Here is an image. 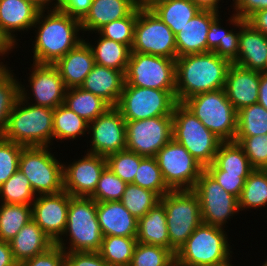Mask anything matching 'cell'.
I'll list each match as a JSON object with an SVG mask.
<instances>
[{"instance_id":"46","label":"cell","mask_w":267,"mask_h":266,"mask_svg":"<svg viewBox=\"0 0 267 266\" xmlns=\"http://www.w3.org/2000/svg\"><path fill=\"white\" fill-rule=\"evenodd\" d=\"M144 156L127 149L111 154L106 157L107 167L121 180L133 183L140 161Z\"/></svg>"},{"instance_id":"56","label":"cell","mask_w":267,"mask_h":266,"mask_svg":"<svg viewBox=\"0 0 267 266\" xmlns=\"http://www.w3.org/2000/svg\"><path fill=\"white\" fill-rule=\"evenodd\" d=\"M9 242L0 240V266H17Z\"/></svg>"},{"instance_id":"20","label":"cell","mask_w":267,"mask_h":266,"mask_svg":"<svg viewBox=\"0 0 267 266\" xmlns=\"http://www.w3.org/2000/svg\"><path fill=\"white\" fill-rule=\"evenodd\" d=\"M40 9L29 0H0V33L15 48L16 31H28Z\"/></svg>"},{"instance_id":"32","label":"cell","mask_w":267,"mask_h":266,"mask_svg":"<svg viewBox=\"0 0 267 266\" xmlns=\"http://www.w3.org/2000/svg\"><path fill=\"white\" fill-rule=\"evenodd\" d=\"M206 171H225V174H250L254 168L243 149L236 142H222L214 161Z\"/></svg>"},{"instance_id":"63","label":"cell","mask_w":267,"mask_h":266,"mask_svg":"<svg viewBox=\"0 0 267 266\" xmlns=\"http://www.w3.org/2000/svg\"><path fill=\"white\" fill-rule=\"evenodd\" d=\"M262 266H267V260H266V262H264V263H263V265H262Z\"/></svg>"},{"instance_id":"47","label":"cell","mask_w":267,"mask_h":266,"mask_svg":"<svg viewBox=\"0 0 267 266\" xmlns=\"http://www.w3.org/2000/svg\"><path fill=\"white\" fill-rule=\"evenodd\" d=\"M126 186V182L106 167L98 180L95 191L89 197L96 202L120 201Z\"/></svg>"},{"instance_id":"61","label":"cell","mask_w":267,"mask_h":266,"mask_svg":"<svg viewBox=\"0 0 267 266\" xmlns=\"http://www.w3.org/2000/svg\"><path fill=\"white\" fill-rule=\"evenodd\" d=\"M158 0H133L137 7L149 8L154 2Z\"/></svg>"},{"instance_id":"11","label":"cell","mask_w":267,"mask_h":266,"mask_svg":"<svg viewBox=\"0 0 267 266\" xmlns=\"http://www.w3.org/2000/svg\"><path fill=\"white\" fill-rule=\"evenodd\" d=\"M176 98L167 90L123 86L116 106L125 121L143 120L159 116H172Z\"/></svg>"},{"instance_id":"37","label":"cell","mask_w":267,"mask_h":266,"mask_svg":"<svg viewBox=\"0 0 267 266\" xmlns=\"http://www.w3.org/2000/svg\"><path fill=\"white\" fill-rule=\"evenodd\" d=\"M32 219V205H0V240L9 242Z\"/></svg>"},{"instance_id":"6","label":"cell","mask_w":267,"mask_h":266,"mask_svg":"<svg viewBox=\"0 0 267 266\" xmlns=\"http://www.w3.org/2000/svg\"><path fill=\"white\" fill-rule=\"evenodd\" d=\"M222 142H233L237 134V111L224 88L200 93L182 103Z\"/></svg>"},{"instance_id":"53","label":"cell","mask_w":267,"mask_h":266,"mask_svg":"<svg viewBox=\"0 0 267 266\" xmlns=\"http://www.w3.org/2000/svg\"><path fill=\"white\" fill-rule=\"evenodd\" d=\"M58 4V9L81 21L89 12L92 0H59Z\"/></svg>"},{"instance_id":"26","label":"cell","mask_w":267,"mask_h":266,"mask_svg":"<svg viewBox=\"0 0 267 266\" xmlns=\"http://www.w3.org/2000/svg\"><path fill=\"white\" fill-rule=\"evenodd\" d=\"M124 84L122 71L95 64L80 87L101 97L110 106H117Z\"/></svg>"},{"instance_id":"30","label":"cell","mask_w":267,"mask_h":266,"mask_svg":"<svg viewBox=\"0 0 267 266\" xmlns=\"http://www.w3.org/2000/svg\"><path fill=\"white\" fill-rule=\"evenodd\" d=\"M137 242L170 249L164 206L159 202L138 219Z\"/></svg>"},{"instance_id":"2","label":"cell","mask_w":267,"mask_h":266,"mask_svg":"<svg viewBox=\"0 0 267 266\" xmlns=\"http://www.w3.org/2000/svg\"><path fill=\"white\" fill-rule=\"evenodd\" d=\"M45 11L40 10L33 26L38 28L35 30L33 62L55 64L83 41L78 34L81 23L60 9H50L46 11L48 15H44Z\"/></svg>"},{"instance_id":"1","label":"cell","mask_w":267,"mask_h":266,"mask_svg":"<svg viewBox=\"0 0 267 266\" xmlns=\"http://www.w3.org/2000/svg\"><path fill=\"white\" fill-rule=\"evenodd\" d=\"M177 103L209 91L225 88L229 60L215 52L190 54L175 59Z\"/></svg>"},{"instance_id":"48","label":"cell","mask_w":267,"mask_h":266,"mask_svg":"<svg viewBox=\"0 0 267 266\" xmlns=\"http://www.w3.org/2000/svg\"><path fill=\"white\" fill-rule=\"evenodd\" d=\"M234 142L243 149L254 169L267 166V133L255 136H236Z\"/></svg>"},{"instance_id":"27","label":"cell","mask_w":267,"mask_h":266,"mask_svg":"<svg viewBox=\"0 0 267 266\" xmlns=\"http://www.w3.org/2000/svg\"><path fill=\"white\" fill-rule=\"evenodd\" d=\"M136 7L133 0H92L89 12L80 21L81 31L97 32L104 25L127 17Z\"/></svg>"},{"instance_id":"22","label":"cell","mask_w":267,"mask_h":266,"mask_svg":"<svg viewBox=\"0 0 267 266\" xmlns=\"http://www.w3.org/2000/svg\"><path fill=\"white\" fill-rule=\"evenodd\" d=\"M220 14L202 9L175 35L177 57L208 52L207 34L211 22Z\"/></svg>"},{"instance_id":"16","label":"cell","mask_w":267,"mask_h":266,"mask_svg":"<svg viewBox=\"0 0 267 266\" xmlns=\"http://www.w3.org/2000/svg\"><path fill=\"white\" fill-rule=\"evenodd\" d=\"M92 132L91 149L87 152L107 157L126 149V121L116 106L89 123Z\"/></svg>"},{"instance_id":"29","label":"cell","mask_w":267,"mask_h":266,"mask_svg":"<svg viewBox=\"0 0 267 266\" xmlns=\"http://www.w3.org/2000/svg\"><path fill=\"white\" fill-rule=\"evenodd\" d=\"M229 22L239 31L235 33L232 30H226L221 27L220 20L217 16L210 24L207 34L208 52H215L220 57L234 63L238 58L239 53V34H240V21L242 20L236 14H232Z\"/></svg>"},{"instance_id":"50","label":"cell","mask_w":267,"mask_h":266,"mask_svg":"<svg viewBox=\"0 0 267 266\" xmlns=\"http://www.w3.org/2000/svg\"><path fill=\"white\" fill-rule=\"evenodd\" d=\"M17 266H65V251L54 244L46 252L18 263Z\"/></svg>"},{"instance_id":"58","label":"cell","mask_w":267,"mask_h":266,"mask_svg":"<svg viewBox=\"0 0 267 266\" xmlns=\"http://www.w3.org/2000/svg\"><path fill=\"white\" fill-rule=\"evenodd\" d=\"M220 0H194V3L201 9H210L219 12L218 4Z\"/></svg>"},{"instance_id":"13","label":"cell","mask_w":267,"mask_h":266,"mask_svg":"<svg viewBox=\"0 0 267 266\" xmlns=\"http://www.w3.org/2000/svg\"><path fill=\"white\" fill-rule=\"evenodd\" d=\"M164 181L171 190H193L205 169L173 138L155 156Z\"/></svg>"},{"instance_id":"38","label":"cell","mask_w":267,"mask_h":266,"mask_svg":"<svg viewBox=\"0 0 267 266\" xmlns=\"http://www.w3.org/2000/svg\"><path fill=\"white\" fill-rule=\"evenodd\" d=\"M267 205V172L254 169L246 178L244 187L238 198L239 210L259 208Z\"/></svg>"},{"instance_id":"60","label":"cell","mask_w":267,"mask_h":266,"mask_svg":"<svg viewBox=\"0 0 267 266\" xmlns=\"http://www.w3.org/2000/svg\"><path fill=\"white\" fill-rule=\"evenodd\" d=\"M14 47L5 39V37L0 33V56H4L9 51L11 52Z\"/></svg>"},{"instance_id":"34","label":"cell","mask_w":267,"mask_h":266,"mask_svg":"<svg viewBox=\"0 0 267 266\" xmlns=\"http://www.w3.org/2000/svg\"><path fill=\"white\" fill-rule=\"evenodd\" d=\"M97 42L95 46L88 43L92 49L95 64L119 70L125 74L131 49L125 44L101 35Z\"/></svg>"},{"instance_id":"57","label":"cell","mask_w":267,"mask_h":266,"mask_svg":"<svg viewBox=\"0 0 267 266\" xmlns=\"http://www.w3.org/2000/svg\"><path fill=\"white\" fill-rule=\"evenodd\" d=\"M258 103L267 109V72H260Z\"/></svg>"},{"instance_id":"41","label":"cell","mask_w":267,"mask_h":266,"mask_svg":"<svg viewBox=\"0 0 267 266\" xmlns=\"http://www.w3.org/2000/svg\"><path fill=\"white\" fill-rule=\"evenodd\" d=\"M267 133V109L258 102L237 111L236 136H255Z\"/></svg>"},{"instance_id":"31","label":"cell","mask_w":267,"mask_h":266,"mask_svg":"<svg viewBox=\"0 0 267 266\" xmlns=\"http://www.w3.org/2000/svg\"><path fill=\"white\" fill-rule=\"evenodd\" d=\"M149 8L175 35L202 10L192 0H158Z\"/></svg>"},{"instance_id":"23","label":"cell","mask_w":267,"mask_h":266,"mask_svg":"<svg viewBox=\"0 0 267 266\" xmlns=\"http://www.w3.org/2000/svg\"><path fill=\"white\" fill-rule=\"evenodd\" d=\"M234 64L259 72H267V36L247 20L240 21L239 53Z\"/></svg>"},{"instance_id":"49","label":"cell","mask_w":267,"mask_h":266,"mask_svg":"<svg viewBox=\"0 0 267 266\" xmlns=\"http://www.w3.org/2000/svg\"><path fill=\"white\" fill-rule=\"evenodd\" d=\"M24 147L0 136V186L18 170L19 157Z\"/></svg>"},{"instance_id":"5","label":"cell","mask_w":267,"mask_h":266,"mask_svg":"<svg viewBox=\"0 0 267 266\" xmlns=\"http://www.w3.org/2000/svg\"><path fill=\"white\" fill-rule=\"evenodd\" d=\"M64 234L70 236V246L66 247L65 242L56 245L60 246L65 252L99 251L103 234L98 223L97 202L94 199L70 195Z\"/></svg>"},{"instance_id":"10","label":"cell","mask_w":267,"mask_h":266,"mask_svg":"<svg viewBox=\"0 0 267 266\" xmlns=\"http://www.w3.org/2000/svg\"><path fill=\"white\" fill-rule=\"evenodd\" d=\"M124 75L129 86L167 90L175 97V59L131 52Z\"/></svg>"},{"instance_id":"45","label":"cell","mask_w":267,"mask_h":266,"mask_svg":"<svg viewBox=\"0 0 267 266\" xmlns=\"http://www.w3.org/2000/svg\"><path fill=\"white\" fill-rule=\"evenodd\" d=\"M138 12L139 7H136L127 17L110 22L95 33H99L107 39L125 44L131 49Z\"/></svg>"},{"instance_id":"21","label":"cell","mask_w":267,"mask_h":266,"mask_svg":"<svg viewBox=\"0 0 267 266\" xmlns=\"http://www.w3.org/2000/svg\"><path fill=\"white\" fill-rule=\"evenodd\" d=\"M260 72L232 63L226 75L225 91L236 111L258 102Z\"/></svg>"},{"instance_id":"8","label":"cell","mask_w":267,"mask_h":266,"mask_svg":"<svg viewBox=\"0 0 267 266\" xmlns=\"http://www.w3.org/2000/svg\"><path fill=\"white\" fill-rule=\"evenodd\" d=\"M159 202L165 209L170 250L176 254L202 223L200 202L193 190H171Z\"/></svg>"},{"instance_id":"40","label":"cell","mask_w":267,"mask_h":266,"mask_svg":"<svg viewBox=\"0 0 267 266\" xmlns=\"http://www.w3.org/2000/svg\"><path fill=\"white\" fill-rule=\"evenodd\" d=\"M35 195L28 178L19 169L0 186L2 203L32 205Z\"/></svg>"},{"instance_id":"35","label":"cell","mask_w":267,"mask_h":266,"mask_svg":"<svg viewBox=\"0 0 267 266\" xmlns=\"http://www.w3.org/2000/svg\"><path fill=\"white\" fill-rule=\"evenodd\" d=\"M89 123L70 110L66 105H59L54 109L53 140H75L78 136L90 134Z\"/></svg>"},{"instance_id":"39","label":"cell","mask_w":267,"mask_h":266,"mask_svg":"<svg viewBox=\"0 0 267 266\" xmlns=\"http://www.w3.org/2000/svg\"><path fill=\"white\" fill-rule=\"evenodd\" d=\"M3 62H0V136L7 126L8 117L20 97V84Z\"/></svg>"},{"instance_id":"15","label":"cell","mask_w":267,"mask_h":266,"mask_svg":"<svg viewBox=\"0 0 267 266\" xmlns=\"http://www.w3.org/2000/svg\"><path fill=\"white\" fill-rule=\"evenodd\" d=\"M172 116L126 121V149L144 157H155L172 139Z\"/></svg>"},{"instance_id":"19","label":"cell","mask_w":267,"mask_h":266,"mask_svg":"<svg viewBox=\"0 0 267 266\" xmlns=\"http://www.w3.org/2000/svg\"><path fill=\"white\" fill-rule=\"evenodd\" d=\"M29 84L35 103L32 105L55 109L64 104L66 86L54 64L33 62Z\"/></svg>"},{"instance_id":"43","label":"cell","mask_w":267,"mask_h":266,"mask_svg":"<svg viewBox=\"0 0 267 266\" xmlns=\"http://www.w3.org/2000/svg\"><path fill=\"white\" fill-rule=\"evenodd\" d=\"M133 184L155 192L160 198L171 191L164 181L155 157H144L140 161Z\"/></svg>"},{"instance_id":"25","label":"cell","mask_w":267,"mask_h":266,"mask_svg":"<svg viewBox=\"0 0 267 266\" xmlns=\"http://www.w3.org/2000/svg\"><path fill=\"white\" fill-rule=\"evenodd\" d=\"M97 217L103 236L137 237L138 219L120 201L97 202Z\"/></svg>"},{"instance_id":"24","label":"cell","mask_w":267,"mask_h":266,"mask_svg":"<svg viewBox=\"0 0 267 266\" xmlns=\"http://www.w3.org/2000/svg\"><path fill=\"white\" fill-rule=\"evenodd\" d=\"M85 40L54 64L67 89L80 87L95 65L92 49Z\"/></svg>"},{"instance_id":"36","label":"cell","mask_w":267,"mask_h":266,"mask_svg":"<svg viewBox=\"0 0 267 266\" xmlns=\"http://www.w3.org/2000/svg\"><path fill=\"white\" fill-rule=\"evenodd\" d=\"M137 237L103 236L98 253L109 266H129Z\"/></svg>"},{"instance_id":"54","label":"cell","mask_w":267,"mask_h":266,"mask_svg":"<svg viewBox=\"0 0 267 266\" xmlns=\"http://www.w3.org/2000/svg\"><path fill=\"white\" fill-rule=\"evenodd\" d=\"M233 9L242 20H247L256 11L267 9V0H233Z\"/></svg>"},{"instance_id":"55","label":"cell","mask_w":267,"mask_h":266,"mask_svg":"<svg viewBox=\"0 0 267 266\" xmlns=\"http://www.w3.org/2000/svg\"><path fill=\"white\" fill-rule=\"evenodd\" d=\"M247 22L267 36V9L256 11L247 19Z\"/></svg>"},{"instance_id":"3","label":"cell","mask_w":267,"mask_h":266,"mask_svg":"<svg viewBox=\"0 0 267 266\" xmlns=\"http://www.w3.org/2000/svg\"><path fill=\"white\" fill-rule=\"evenodd\" d=\"M22 86L20 84V97L8 117L2 137L25 147H48L53 142L54 109L30 105L31 94Z\"/></svg>"},{"instance_id":"59","label":"cell","mask_w":267,"mask_h":266,"mask_svg":"<svg viewBox=\"0 0 267 266\" xmlns=\"http://www.w3.org/2000/svg\"><path fill=\"white\" fill-rule=\"evenodd\" d=\"M29 1H32L40 10H47L49 9L50 6L49 4L52 3V1H56L54 2L53 6L51 8L53 9H58V6H59V0H29ZM47 5V6H46Z\"/></svg>"},{"instance_id":"51","label":"cell","mask_w":267,"mask_h":266,"mask_svg":"<svg viewBox=\"0 0 267 266\" xmlns=\"http://www.w3.org/2000/svg\"><path fill=\"white\" fill-rule=\"evenodd\" d=\"M228 192L239 198L250 174H225V171H207Z\"/></svg>"},{"instance_id":"12","label":"cell","mask_w":267,"mask_h":266,"mask_svg":"<svg viewBox=\"0 0 267 266\" xmlns=\"http://www.w3.org/2000/svg\"><path fill=\"white\" fill-rule=\"evenodd\" d=\"M131 52L177 58L175 34L150 8L139 7Z\"/></svg>"},{"instance_id":"62","label":"cell","mask_w":267,"mask_h":266,"mask_svg":"<svg viewBox=\"0 0 267 266\" xmlns=\"http://www.w3.org/2000/svg\"><path fill=\"white\" fill-rule=\"evenodd\" d=\"M169 266H179L176 262V260H174Z\"/></svg>"},{"instance_id":"7","label":"cell","mask_w":267,"mask_h":266,"mask_svg":"<svg viewBox=\"0 0 267 266\" xmlns=\"http://www.w3.org/2000/svg\"><path fill=\"white\" fill-rule=\"evenodd\" d=\"M172 118V138L183 145L204 168L211 165L222 141L182 103L174 106Z\"/></svg>"},{"instance_id":"14","label":"cell","mask_w":267,"mask_h":266,"mask_svg":"<svg viewBox=\"0 0 267 266\" xmlns=\"http://www.w3.org/2000/svg\"><path fill=\"white\" fill-rule=\"evenodd\" d=\"M193 191L200 202L203 223L223 228L230 216L240 211L238 198L228 193L205 169Z\"/></svg>"},{"instance_id":"28","label":"cell","mask_w":267,"mask_h":266,"mask_svg":"<svg viewBox=\"0 0 267 266\" xmlns=\"http://www.w3.org/2000/svg\"><path fill=\"white\" fill-rule=\"evenodd\" d=\"M12 255L17 263H21L36 255L46 252L55 243L31 219L17 235L9 241Z\"/></svg>"},{"instance_id":"44","label":"cell","mask_w":267,"mask_h":266,"mask_svg":"<svg viewBox=\"0 0 267 266\" xmlns=\"http://www.w3.org/2000/svg\"><path fill=\"white\" fill-rule=\"evenodd\" d=\"M174 260L170 249L137 242L129 266H169Z\"/></svg>"},{"instance_id":"4","label":"cell","mask_w":267,"mask_h":266,"mask_svg":"<svg viewBox=\"0 0 267 266\" xmlns=\"http://www.w3.org/2000/svg\"><path fill=\"white\" fill-rule=\"evenodd\" d=\"M224 228L201 223L176 251L179 266H232Z\"/></svg>"},{"instance_id":"18","label":"cell","mask_w":267,"mask_h":266,"mask_svg":"<svg viewBox=\"0 0 267 266\" xmlns=\"http://www.w3.org/2000/svg\"><path fill=\"white\" fill-rule=\"evenodd\" d=\"M106 167V157L89 152L82 159L64 165V190L71 196L89 197Z\"/></svg>"},{"instance_id":"17","label":"cell","mask_w":267,"mask_h":266,"mask_svg":"<svg viewBox=\"0 0 267 266\" xmlns=\"http://www.w3.org/2000/svg\"><path fill=\"white\" fill-rule=\"evenodd\" d=\"M36 196L32 203V219L55 244H63L70 194L63 190Z\"/></svg>"},{"instance_id":"42","label":"cell","mask_w":267,"mask_h":266,"mask_svg":"<svg viewBox=\"0 0 267 266\" xmlns=\"http://www.w3.org/2000/svg\"><path fill=\"white\" fill-rule=\"evenodd\" d=\"M159 201L160 197L155 192L133 183L127 184L120 200L136 219L143 217Z\"/></svg>"},{"instance_id":"9","label":"cell","mask_w":267,"mask_h":266,"mask_svg":"<svg viewBox=\"0 0 267 266\" xmlns=\"http://www.w3.org/2000/svg\"><path fill=\"white\" fill-rule=\"evenodd\" d=\"M48 147H24L18 169L28 178L37 195L55 194L64 190L63 166Z\"/></svg>"},{"instance_id":"52","label":"cell","mask_w":267,"mask_h":266,"mask_svg":"<svg viewBox=\"0 0 267 266\" xmlns=\"http://www.w3.org/2000/svg\"><path fill=\"white\" fill-rule=\"evenodd\" d=\"M65 266H109L98 252H65Z\"/></svg>"},{"instance_id":"33","label":"cell","mask_w":267,"mask_h":266,"mask_svg":"<svg viewBox=\"0 0 267 266\" xmlns=\"http://www.w3.org/2000/svg\"><path fill=\"white\" fill-rule=\"evenodd\" d=\"M64 105L88 123H91L111 107L101 97L85 91L81 87L66 90Z\"/></svg>"}]
</instances>
